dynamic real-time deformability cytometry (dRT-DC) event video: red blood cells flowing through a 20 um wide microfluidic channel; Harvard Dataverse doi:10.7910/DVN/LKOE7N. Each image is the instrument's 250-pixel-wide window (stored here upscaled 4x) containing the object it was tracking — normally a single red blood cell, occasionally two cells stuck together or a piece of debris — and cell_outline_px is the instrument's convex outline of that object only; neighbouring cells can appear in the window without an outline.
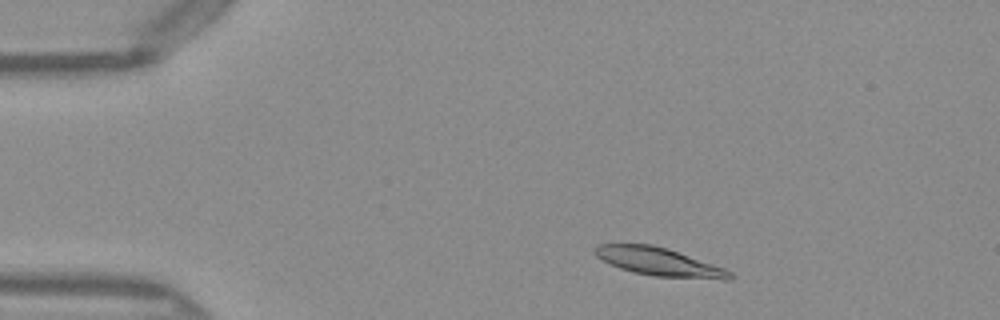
{"species": "Egyptian fruit bat (a non-hibernating species)", "species_latin": "Rousettus aegyptiacus", "temperature_condition": "warm", "stored_images_in_passage": 46, "camera_frame_rate_fps": 3000, "um_per_image_px": 0.085, "frame": {"image": 1, "passage_image": 5, "time_ms": 1.333, "image_size_px": [1000, 320], "cell_outline_px": [[736, 276], [732, 280], [724, 280], [656, 276], [632, 272], [620, 268], [596, 256], [592, 252], [592, 248], [596, 244], [652, 244], [668, 248], [724, 268], [732, 272]], "centroid_in_image_um": [56.05, 22.25], "position_along_channel_um": 29.0, "area_um2": 22.31}}
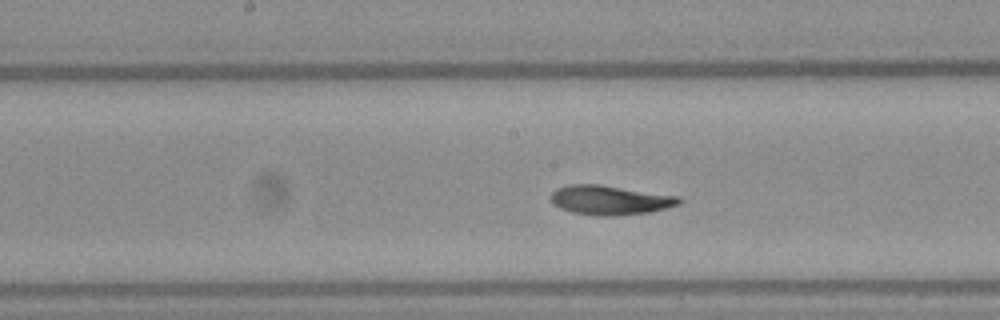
{"frame": {"image": 2, "passage_image": 22, "time_ms": 7.0, "image_size_px": [1000, 320], "cell_outline_px": [[684, 200], [680, 204], [648, 212], [616, 216], [592, 216], [572, 212], [560, 208], [552, 204], [548, 200], [548, 196], [556, 188], [572, 184], [600, 184], [680, 196]], "centroid_in_image_um": [51.81, 17.0], "position_along_channel_um": 196.4, "area_um2": 22.37}}
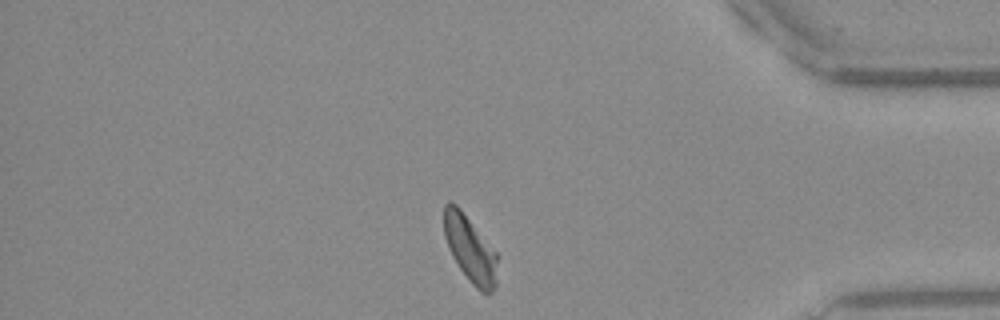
{"frame": {"image": 3, "passage_image": 39, "time_ms": 12.667, "image_size_px": [1000, 320], "cell_outline_px": [[496, 284], [492, 292], [480, 292], [472, 284], [460, 268], [452, 256], [448, 248], [444, 236], [444, 204], [448, 200], [456, 204], [460, 208], [496, 252]], "centroid_in_image_um": [39.93, 21.14], "position_along_channel_um": 395.3, "area_um2": 20.35}, "authors_computed_cell_mechanics": {"area_um2": 21.5305, "velocity_mm_per_s": 4.021, "shape_relaxation_time_tau1_ms": 3.0798, "shape_relaxation_time_tau2_ms": 2.0351, "deformation_change_tau1": 0.1498, "deformation_change_tau2": 0.0809}}